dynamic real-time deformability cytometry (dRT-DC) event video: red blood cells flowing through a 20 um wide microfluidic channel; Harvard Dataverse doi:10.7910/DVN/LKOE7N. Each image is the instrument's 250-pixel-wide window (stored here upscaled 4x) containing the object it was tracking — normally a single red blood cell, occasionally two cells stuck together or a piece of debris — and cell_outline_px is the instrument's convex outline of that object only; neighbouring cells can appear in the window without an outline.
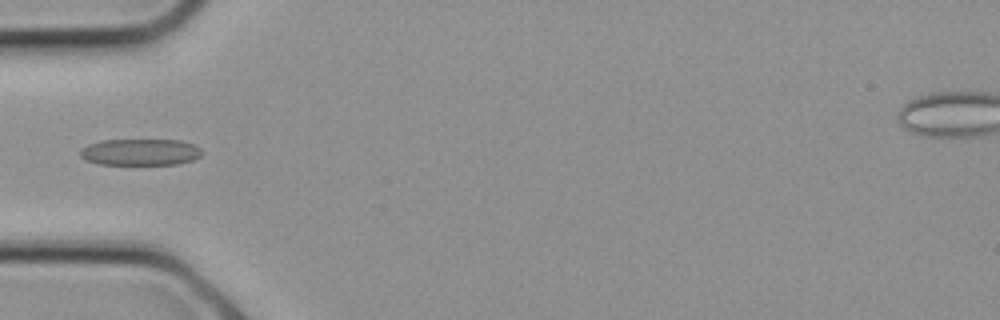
{"species": "common noctule bat (a hibernating species)", "species_latin": "Nyctalus noctula", "temperature_condition": "cold", "stored_images_in_passage": 4, "camera_frame_rate_fps": 3000, "um_per_image_px": 0.085, "animal": {"sex": "female", "body_mass_g": 21.9}, "frame": {"image": 1, "passage_image": 3, "time_ms": 0.667, "image_size_px": [1000, 320], "cell_outline_px": [[204, 152], [200, 156], [192, 160], [176, 164], [96, 164], [84, 160], [80, 156], [80, 148], [88, 144], [100, 140], [180, 140], [192, 144], [200, 148]], "centroid_in_image_um": [11.88, 12.92], "position_along_channel_um": 73.1, "area_um2": 18.96}}